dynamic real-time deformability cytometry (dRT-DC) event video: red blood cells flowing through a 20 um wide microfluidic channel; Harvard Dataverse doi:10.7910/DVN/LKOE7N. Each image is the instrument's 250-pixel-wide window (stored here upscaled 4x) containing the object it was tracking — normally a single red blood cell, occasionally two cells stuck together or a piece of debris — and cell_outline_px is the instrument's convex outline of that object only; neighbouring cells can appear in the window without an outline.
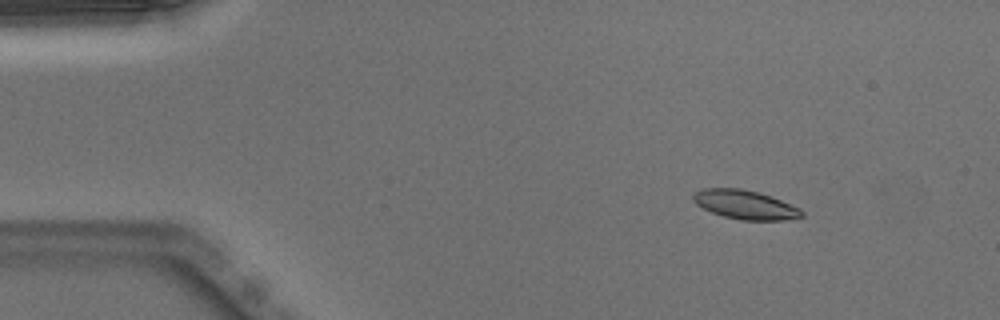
{"species": "Egyptian fruit bat (a non-hibernating species)", "species_latin": "Rousettus aegyptiacus", "temperature_condition": "warm", "stored_images_in_passage": 45, "segment_of_instrument_passage": [1, 2], "camera_frame_rate_fps": 3000, "um_per_image_px": 0.085, "animal": {"sex": "male"}, "frame": {"image": 1, "passage_image": 1, "time_ms": 0.0, "image_size_px": [1000, 320], "cell_outline_px": [[804, 216], [784, 220], [740, 220], [724, 216], [712, 212], [696, 204], [692, 200], [692, 196], [696, 192], [704, 188], [740, 188], [760, 192], [800, 208], [804, 212]], "centroid_in_image_um": [63.34, 17.39], "position_along_channel_um": 21.7, "area_um2": 18.26}}
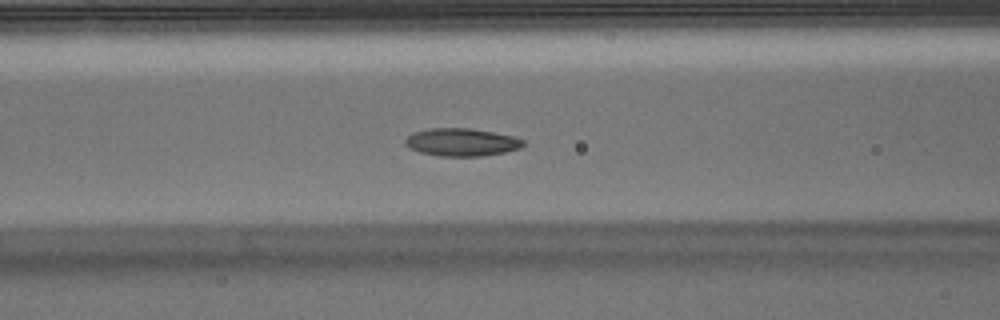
{"frame": {"image": 2, "passage_image": 15, "time_ms": 4.667, "image_size_px": [1000, 320], "cell_outline_px": [[524, 144], [520, 148], [504, 152], [480, 156], [440, 156], [420, 152], [408, 148], [404, 144], [404, 140], [412, 132], [428, 128], [472, 128], [512, 136], [524, 140]], "centroid_in_image_um": [39.18, 12.08], "position_along_channel_um": 127.4, "area_um2": 19.13}}
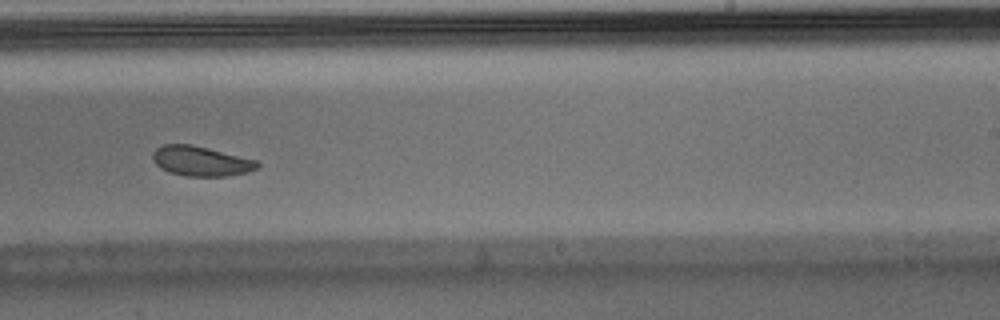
{"frame": {"image": 3, "passage_image": 26, "time_ms": 8.333, "image_size_px": [1000, 320], "cell_outline_px": [[260, 164], [256, 168], [248, 172], [224, 176], [188, 176], [168, 172], [160, 168], [152, 160], [152, 152], [156, 148], [164, 144], [192, 144], [256, 160]], "centroid_in_image_um": [17.03, 13.69], "position_along_channel_um": 272.0, "area_um2": 18.15}}